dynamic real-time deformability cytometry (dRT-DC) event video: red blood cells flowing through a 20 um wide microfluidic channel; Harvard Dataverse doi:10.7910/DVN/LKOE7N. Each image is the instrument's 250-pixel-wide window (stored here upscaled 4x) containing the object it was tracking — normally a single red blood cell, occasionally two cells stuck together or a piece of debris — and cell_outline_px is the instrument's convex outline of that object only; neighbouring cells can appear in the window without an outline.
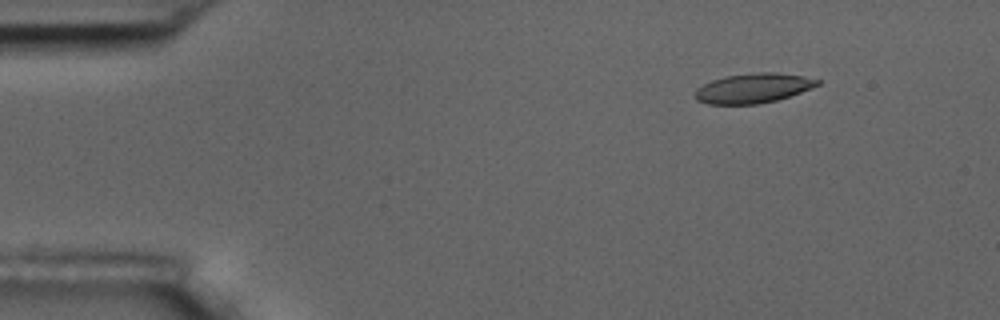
{"species": "common noctule bat (a hibernating species)", "species_latin": "Nyctalus noctula", "temperature_condition": "room temperature", "stored_images_in_passage": 4, "camera_frame_rate_fps": 3000, "um_per_image_px": 0.085, "animal": {"sex": "male", "body_mass_g": 17.5, "forearm_length_mm": 52.3}, "frame": {"image": 1, "passage_image": 2, "time_ms": 1.0, "image_size_px": [1000, 320], "cell_outline_px": [[820, 84], [800, 92], [776, 100], [756, 104], [708, 104], [696, 100], [692, 96], [696, 88], [712, 80], [724, 76], [756, 72], [776, 72], [804, 76], [820, 80]], "centroid_in_image_um": [63.97, 7.49], "position_along_channel_um": 21.0, "area_um2": 21.21}}